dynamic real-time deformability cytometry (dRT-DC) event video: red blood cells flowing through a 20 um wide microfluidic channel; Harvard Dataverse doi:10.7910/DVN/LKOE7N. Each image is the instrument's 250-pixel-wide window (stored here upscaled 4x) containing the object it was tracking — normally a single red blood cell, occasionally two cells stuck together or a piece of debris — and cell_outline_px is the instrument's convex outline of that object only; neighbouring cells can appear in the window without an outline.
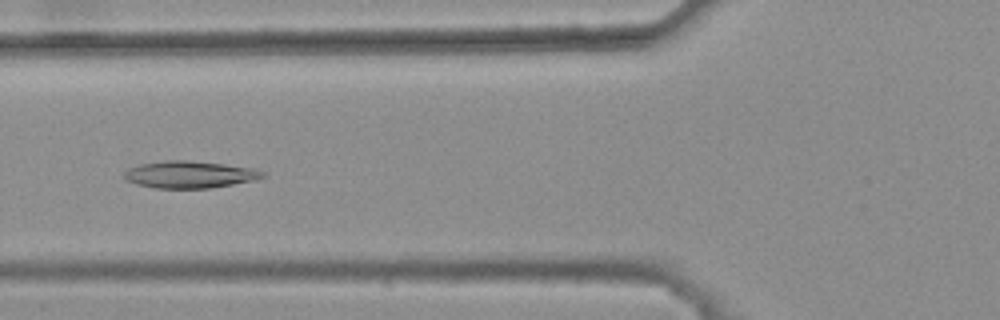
{"species": "common noctule bat (a hibernating species)", "species_latin": "Nyctalus noctula", "temperature_condition": "warm", "stored_images_in_passage": 30, "camera_frame_rate_fps": 3000, "um_per_image_px": 0.085, "animal": {"sex": "female", "body_mass_g": 25.1}, "frame": {"image": 1, "passage_image": 5, "time_ms": 1.333, "image_size_px": [1000, 320], "cell_outline_px": [[264, 176], [256, 180], [212, 188], [156, 188], [136, 184], [128, 180], [124, 176], [124, 172], [128, 168], [140, 164], [164, 160], [188, 160], [224, 164], [256, 168], [264, 172]], "centroid_in_image_um": [16.14, 14.83], "position_along_channel_um": 109.7, "area_um2": 21.91}}
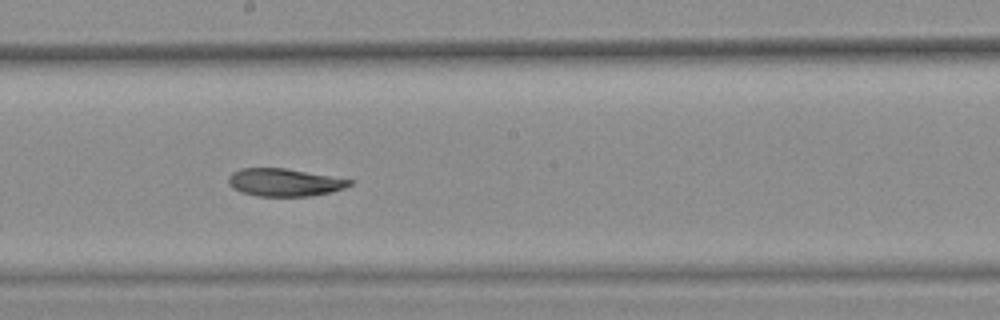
{"frame": {"image": 2, "passage_image": 14, "time_ms": 4.333, "image_size_px": [1000, 320], "cell_outline_px": [[356, 180], [352, 184], [344, 188], [332, 192], [312, 196], [256, 196], [240, 192], [232, 188], [228, 184], [228, 176], [232, 172], [240, 168], [284, 168]], "centroid_in_image_um": [24.17, 15.5], "position_along_channel_um": 224.0, "area_um2": 19.83}}
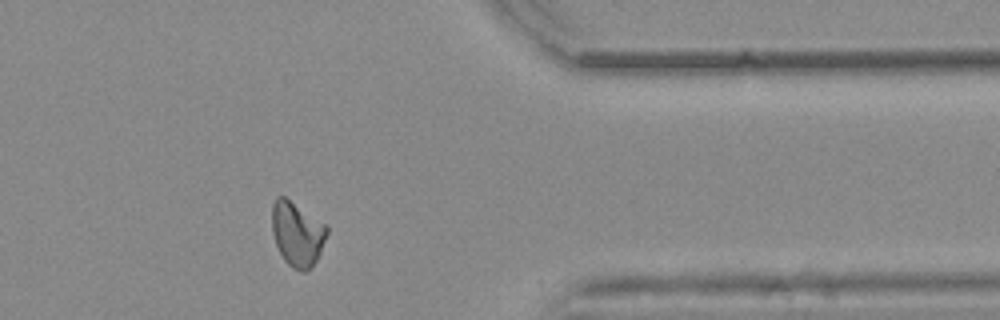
{"frame": {"image": 3, "passage_image": 28, "time_ms": 9.0, "image_size_px": [1000, 320], "cell_outline_px": [[328, 232], [320, 252], [316, 260], [308, 272], [300, 272], [292, 268], [284, 260], [276, 244], [272, 232], [272, 204], [276, 196], [284, 196], [324, 224], [328, 228]], "centroid_in_image_um": [25.24, 19.9], "position_along_channel_um": 386.2, "area_um2": 20.46}}